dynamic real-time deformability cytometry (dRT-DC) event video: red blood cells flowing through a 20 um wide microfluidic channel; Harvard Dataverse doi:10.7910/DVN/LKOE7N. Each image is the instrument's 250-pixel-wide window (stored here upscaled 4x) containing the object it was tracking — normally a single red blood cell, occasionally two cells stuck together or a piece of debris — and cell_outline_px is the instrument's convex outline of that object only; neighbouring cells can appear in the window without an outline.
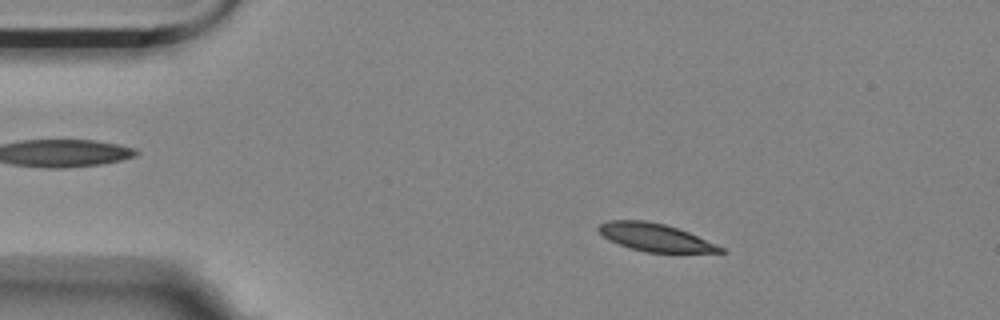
{"species": "Egyptian fruit bat (a non-hibernating species)", "species_latin": "Rousettus aegyptiacus", "temperature_condition": "room temperature", "stored_images_in_passage": 4, "camera_frame_rate_fps": 3000, "um_per_image_px": 0.085, "animal": {"sex": "female"}, "frame": {"image": 1, "passage_image": 2, "time_ms": 0.333, "image_size_px": [1000, 320], "cell_outline_px": [[728, 252], [644, 252], [628, 248], [608, 240], [596, 228], [600, 224], [608, 220], [644, 220], [664, 224], [688, 232], [716, 244], [724, 248]], "centroid_in_image_um": [55.65, 20.18], "position_along_channel_um": 29.3, "area_um2": 19.59}}
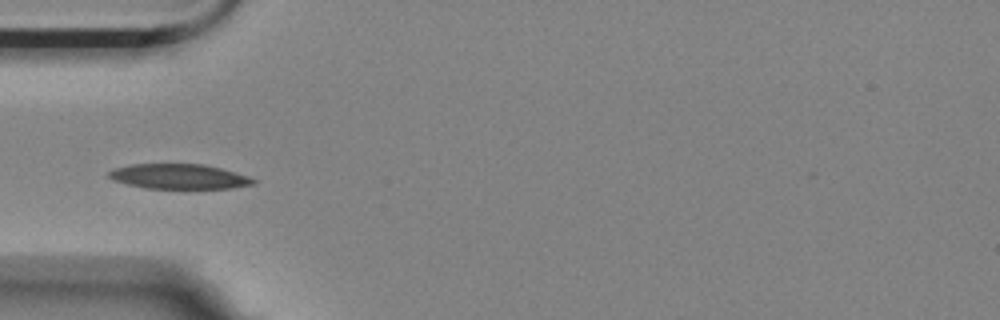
{"frame": {"image": 2, "passage_image": 4, "time_ms": 1.0, "image_size_px": [1000, 320], "cell_outline_px": [[256, 184], [232, 188], [144, 188], [112, 180], [108, 176], [108, 172], [112, 168], [128, 164], [204, 164], [236, 172], [248, 176], [256, 180]], "centroid_in_image_um": [15.19, 14.99], "position_along_channel_um": 69.8, "area_um2": 21.1}}